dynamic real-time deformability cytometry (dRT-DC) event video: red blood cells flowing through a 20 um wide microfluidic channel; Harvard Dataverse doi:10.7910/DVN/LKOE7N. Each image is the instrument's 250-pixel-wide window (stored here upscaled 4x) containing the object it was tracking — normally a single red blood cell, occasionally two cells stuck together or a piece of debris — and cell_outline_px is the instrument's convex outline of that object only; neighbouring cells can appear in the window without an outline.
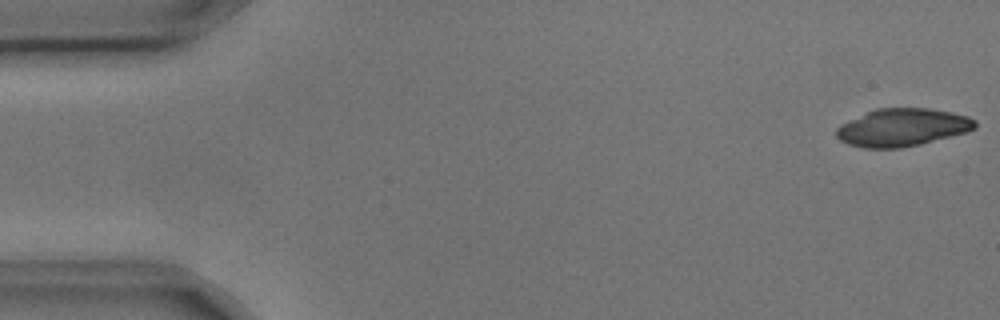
{"species": "common noctule bat (a hibernating species)", "species_latin": "Nyctalus noctula", "temperature_condition": "cold", "stored_images_in_passage": 3, "camera_frame_rate_fps": 3000, "um_per_image_px": 0.085, "animal": {"sex": "male", "body_mass_g": 17.9, "forearm_length_mm": 54.2}, "frame": {"image": 1, "passage_image": 1, "time_ms": 0.0, "image_size_px": [1000, 320], "cell_outline_px": [[976, 128], [964, 132], [920, 144], [900, 148], [864, 148], [848, 144], [840, 140], [836, 136], [836, 128], [840, 124], [848, 120], [876, 108], [928, 108], [952, 112], [968, 116], [976, 120]], "centroid_in_image_um": [76.67, 10.82], "position_along_channel_um": 8.3, "area_um2": 30.4}}